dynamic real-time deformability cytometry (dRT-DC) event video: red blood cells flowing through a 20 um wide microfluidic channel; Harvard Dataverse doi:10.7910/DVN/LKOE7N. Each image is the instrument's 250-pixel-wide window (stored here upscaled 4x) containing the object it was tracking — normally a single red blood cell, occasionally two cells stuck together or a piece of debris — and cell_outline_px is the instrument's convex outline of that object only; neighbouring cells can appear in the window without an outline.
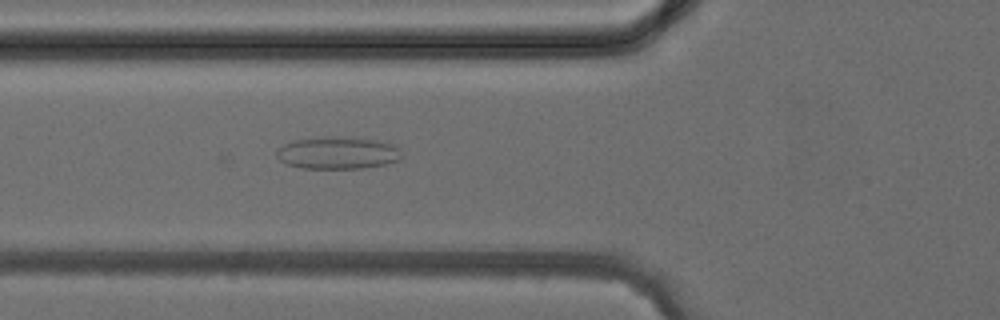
{"species": "common noctule bat (a hibernating species)", "species_latin": "Nyctalus noctula", "temperature_condition": "cold", "stored_images_in_passage": 4, "camera_frame_rate_fps": 3000, "um_per_image_px": 0.085, "animal": {"sex": "female", "body_mass_g": 24.6, "forearm_length_mm": 56.2}, "frame": {"image": 1, "passage_image": 4, "time_ms": 4.333, "image_size_px": [1000, 320], "cell_outline_px": [[400, 160], [384, 164], [364, 168], [300, 168], [288, 164], [280, 160], [276, 156], [276, 152], [284, 144], [296, 140], [376, 140], [392, 144], [400, 148]], "centroid_in_image_um": [28.73, 13.07], "position_along_channel_um": 97.1, "area_um2": 22.08}}